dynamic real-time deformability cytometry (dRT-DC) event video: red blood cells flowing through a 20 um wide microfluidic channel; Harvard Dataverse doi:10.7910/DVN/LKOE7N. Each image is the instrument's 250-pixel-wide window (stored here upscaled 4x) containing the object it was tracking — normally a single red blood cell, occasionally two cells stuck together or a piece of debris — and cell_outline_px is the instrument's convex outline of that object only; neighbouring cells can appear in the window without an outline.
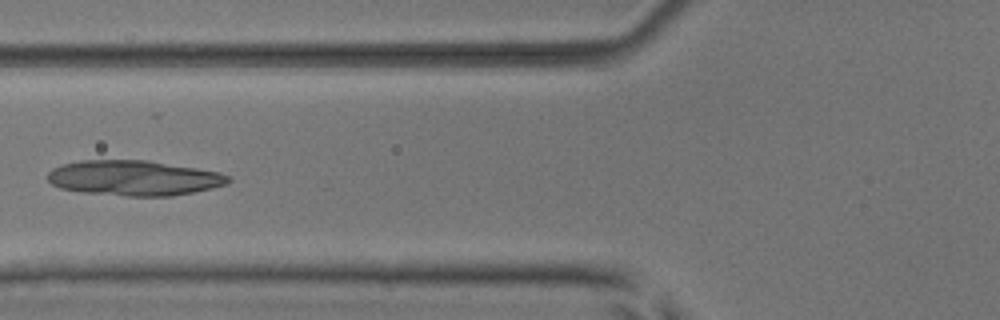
{"species": "common noctule bat (a hibernating species)", "species_latin": "Nyctalus noctula", "temperature_condition": "room temperature", "stored_images_in_passage": 6, "camera_frame_rate_fps": 3000, "um_per_image_px": 0.085, "animal": {"sex": "male", "body_mass_g": 17.9, "forearm_length_mm": 54.2}, "frame": {"image": 1, "passage_image": 6, "time_ms": 6.0, "image_size_px": [1000, 320], "cell_outline_px": [[232, 180], [228, 184], [212, 188], [172, 196], [128, 196], [84, 192], [60, 188], [52, 184], [48, 180], [48, 172], [52, 168], [64, 164], [80, 160], [148, 160], [220, 172], [232, 176]], "centroid_in_image_um": [11.42, 15.12], "position_along_channel_um": 114.4, "area_um2": 37.11}}